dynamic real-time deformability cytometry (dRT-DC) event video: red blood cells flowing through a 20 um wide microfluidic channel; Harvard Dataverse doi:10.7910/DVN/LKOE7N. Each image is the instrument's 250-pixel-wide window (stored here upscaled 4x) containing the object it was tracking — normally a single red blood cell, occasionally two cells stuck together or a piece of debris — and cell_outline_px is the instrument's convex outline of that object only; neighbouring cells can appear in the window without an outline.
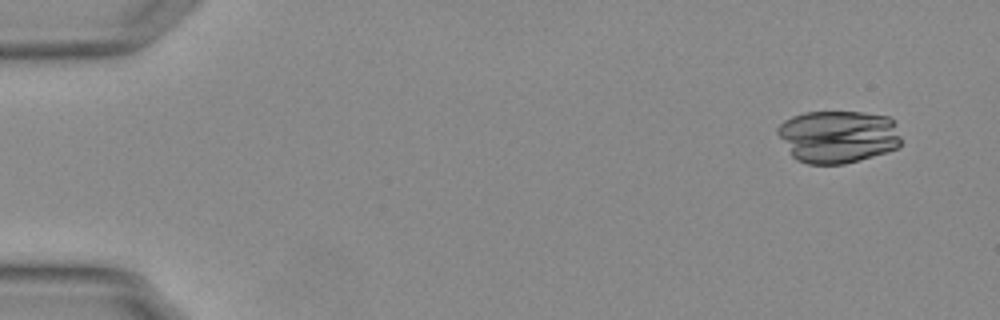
{"species": "Egyptian fruit bat (a non-hibernating species)", "species_latin": "Rousettus aegyptiacus", "temperature_condition": "warm", "stored_images_in_passage": 52, "camera_frame_rate_fps": 3000, "um_per_image_px": 0.085, "animal": {"sex": "female"}, "frame": {"image": 1, "passage_image": 4, "time_ms": 1.0, "image_size_px": [1000, 320], "cell_outline_px": [[900, 148], [844, 164], [808, 164], [796, 160], [792, 156], [776, 132], [776, 128], [784, 120], [792, 116], [804, 112], [860, 112], [888, 116], [892, 120], [900, 136]], "centroid_in_image_um": [71.2, 11.61], "position_along_channel_um": 13.8, "area_um2": 37.97}}
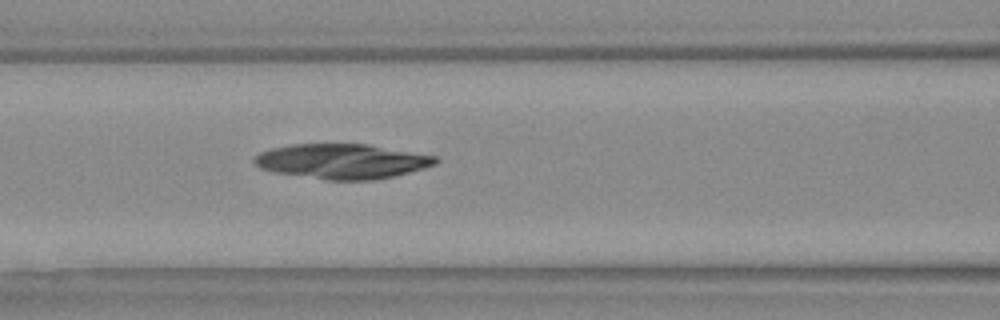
{"frame": {"image": 2, "passage_image": 24, "time_ms": 7.667, "image_size_px": [1000, 320], "cell_outline_px": [[440, 160], [436, 164], [408, 172], [392, 176], [372, 180], [328, 180], [276, 172], [260, 168], [252, 160], [260, 152], [272, 148], [292, 144], [368, 144], [436, 156]], "centroid_in_image_um": [29.08, 13.7], "position_along_channel_um": 137.5, "area_um2": 36.53}}